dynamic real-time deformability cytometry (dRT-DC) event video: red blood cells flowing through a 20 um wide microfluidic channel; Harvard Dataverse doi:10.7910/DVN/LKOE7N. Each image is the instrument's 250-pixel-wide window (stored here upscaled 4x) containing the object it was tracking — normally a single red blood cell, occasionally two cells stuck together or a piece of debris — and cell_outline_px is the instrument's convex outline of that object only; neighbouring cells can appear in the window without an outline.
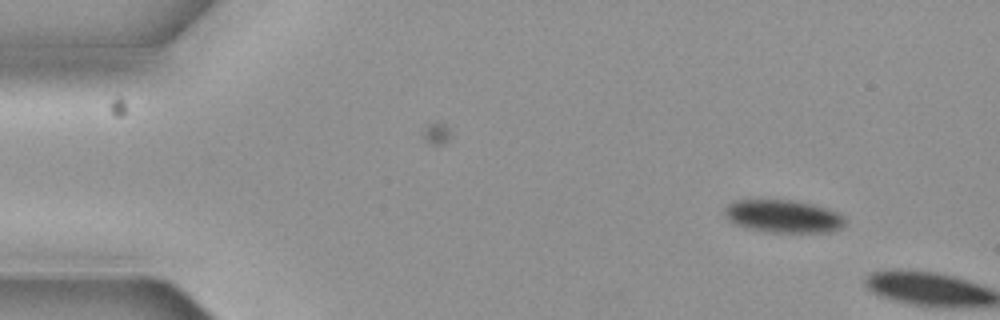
{"species": "common noctule bat (a hibernating species)", "species_latin": "Nyctalus noctula", "temperature_condition": "cold", "stored_images_in_passage": 2, "camera_frame_rate_fps": 3000, "um_per_image_px": 0.085, "animal": {"sex": "female", "body_mass_g": 19.3, "forearm_length_mm": 54.1}, "frame": {"image": 1, "passage_image": 1, "time_ms": 0.0, "image_size_px": [1000, 320], "cell_outline_px": [[844, 224], [840, 228], [828, 232], [764, 232], [736, 224], [728, 220], [724, 212], [724, 208], [732, 200], [792, 200], [812, 204], [828, 208], [844, 216]], "centroid_in_image_um": [66.56, 18.38], "position_along_channel_um": 18.4, "area_um2": 22.95}}